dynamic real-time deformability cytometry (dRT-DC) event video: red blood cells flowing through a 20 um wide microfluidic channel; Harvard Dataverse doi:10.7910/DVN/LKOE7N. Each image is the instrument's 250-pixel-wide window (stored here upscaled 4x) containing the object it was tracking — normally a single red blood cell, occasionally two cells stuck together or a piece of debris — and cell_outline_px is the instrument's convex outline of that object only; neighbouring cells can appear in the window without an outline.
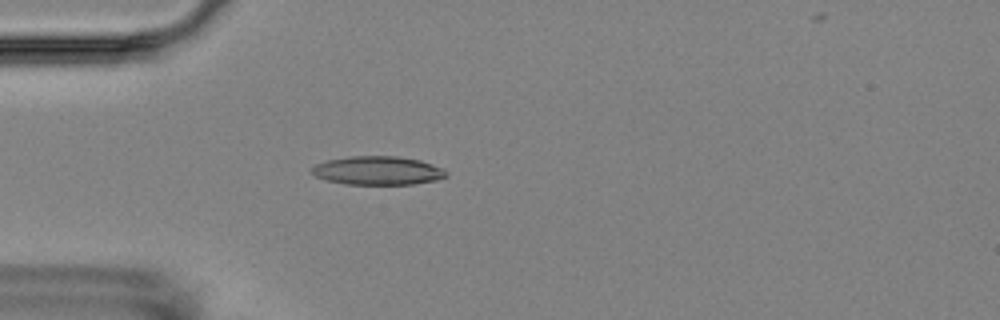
{"species": "Egyptian fruit bat (a non-hibernating species)", "species_latin": "Rousettus aegyptiacus", "temperature_condition": "room temperature", "stored_images_in_passage": 4, "camera_frame_rate_fps": 3000, "um_per_image_px": 0.085, "animal": {"sex": "female"}, "frame": {"image": 1, "passage_image": 4, "time_ms": 3.667, "image_size_px": [1000, 320], "cell_outline_px": [[448, 176], [436, 180], [412, 184], [344, 184], [328, 180], [316, 176], [312, 172], [312, 168], [316, 164], [328, 160], [352, 156], [396, 156], [420, 160], [444, 168], [448, 172]], "centroid_in_image_um": [32.16, 14.5], "position_along_channel_um": 52.8, "area_um2": 22.31}}